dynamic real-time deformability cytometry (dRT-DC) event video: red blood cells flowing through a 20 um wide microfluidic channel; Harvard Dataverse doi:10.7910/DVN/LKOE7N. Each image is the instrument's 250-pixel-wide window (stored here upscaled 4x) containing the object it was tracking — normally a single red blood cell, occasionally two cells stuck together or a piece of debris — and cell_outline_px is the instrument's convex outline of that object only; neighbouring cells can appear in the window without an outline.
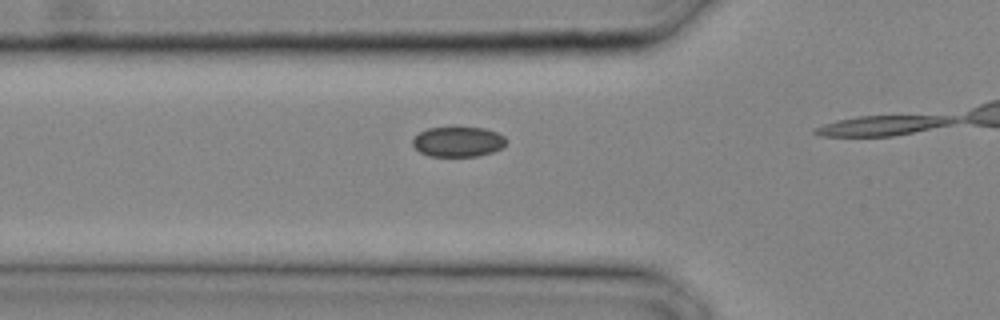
{"species": "common noctule bat (a hibernating species)", "species_latin": "Nyctalus noctula", "temperature_condition": "cold", "stored_images_in_passage": 4, "camera_frame_rate_fps": 3000, "um_per_image_px": 0.085, "animal": {"sex": "male", "body_mass_g": 20.4}, "frame": {"image": 1, "passage_image": 3, "time_ms": 0.667, "image_size_px": [1000, 320], "cell_outline_px": [[508, 140], [500, 148], [492, 152], [480, 156], [428, 156], [420, 152], [412, 144], [412, 140], [420, 132], [428, 128], [452, 124], [456, 124], [484, 128], [496, 132], [504, 136]], "centroid_in_image_um": [38.92, 11.99], "position_along_channel_um": 86.9, "area_um2": 17.11}}